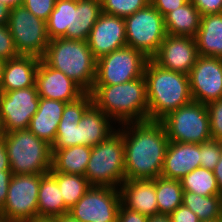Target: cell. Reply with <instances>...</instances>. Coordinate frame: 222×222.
<instances>
[{"label": "cell", "mask_w": 222, "mask_h": 222, "mask_svg": "<svg viewBox=\"0 0 222 222\" xmlns=\"http://www.w3.org/2000/svg\"><path fill=\"white\" fill-rule=\"evenodd\" d=\"M12 174H46L52 168V146L29 129L3 133Z\"/></svg>", "instance_id": "5"}, {"label": "cell", "mask_w": 222, "mask_h": 222, "mask_svg": "<svg viewBox=\"0 0 222 222\" xmlns=\"http://www.w3.org/2000/svg\"><path fill=\"white\" fill-rule=\"evenodd\" d=\"M91 151L92 147L87 145L52 149V168L50 172L85 176Z\"/></svg>", "instance_id": "26"}, {"label": "cell", "mask_w": 222, "mask_h": 222, "mask_svg": "<svg viewBox=\"0 0 222 222\" xmlns=\"http://www.w3.org/2000/svg\"><path fill=\"white\" fill-rule=\"evenodd\" d=\"M23 0H0V3L7 5L10 9L22 5Z\"/></svg>", "instance_id": "49"}, {"label": "cell", "mask_w": 222, "mask_h": 222, "mask_svg": "<svg viewBox=\"0 0 222 222\" xmlns=\"http://www.w3.org/2000/svg\"><path fill=\"white\" fill-rule=\"evenodd\" d=\"M12 175L11 170H0V212L7 198L8 186Z\"/></svg>", "instance_id": "43"}, {"label": "cell", "mask_w": 222, "mask_h": 222, "mask_svg": "<svg viewBox=\"0 0 222 222\" xmlns=\"http://www.w3.org/2000/svg\"><path fill=\"white\" fill-rule=\"evenodd\" d=\"M148 216L137 211L127 209L122 204L118 210L116 222H147Z\"/></svg>", "instance_id": "42"}, {"label": "cell", "mask_w": 222, "mask_h": 222, "mask_svg": "<svg viewBox=\"0 0 222 222\" xmlns=\"http://www.w3.org/2000/svg\"><path fill=\"white\" fill-rule=\"evenodd\" d=\"M200 21V12L191 0L164 16L166 33L172 36L195 38L200 27Z\"/></svg>", "instance_id": "27"}, {"label": "cell", "mask_w": 222, "mask_h": 222, "mask_svg": "<svg viewBox=\"0 0 222 222\" xmlns=\"http://www.w3.org/2000/svg\"><path fill=\"white\" fill-rule=\"evenodd\" d=\"M55 1L56 0H23L22 5L37 18L46 22L54 10Z\"/></svg>", "instance_id": "37"}, {"label": "cell", "mask_w": 222, "mask_h": 222, "mask_svg": "<svg viewBox=\"0 0 222 222\" xmlns=\"http://www.w3.org/2000/svg\"><path fill=\"white\" fill-rule=\"evenodd\" d=\"M7 26L19 55L43 58L50 41L44 20L19 5L10 9Z\"/></svg>", "instance_id": "9"}, {"label": "cell", "mask_w": 222, "mask_h": 222, "mask_svg": "<svg viewBox=\"0 0 222 222\" xmlns=\"http://www.w3.org/2000/svg\"><path fill=\"white\" fill-rule=\"evenodd\" d=\"M9 15L10 8L7 5L0 3V25L8 24Z\"/></svg>", "instance_id": "46"}, {"label": "cell", "mask_w": 222, "mask_h": 222, "mask_svg": "<svg viewBox=\"0 0 222 222\" xmlns=\"http://www.w3.org/2000/svg\"><path fill=\"white\" fill-rule=\"evenodd\" d=\"M57 181L65 206L70 210L91 187L85 176L49 172Z\"/></svg>", "instance_id": "32"}, {"label": "cell", "mask_w": 222, "mask_h": 222, "mask_svg": "<svg viewBox=\"0 0 222 222\" xmlns=\"http://www.w3.org/2000/svg\"><path fill=\"white\" fill-rule=\"evenodd\" d=\"M0 222H15V221L10 220L9 218H4L3 216L0 215Z\"/></svg>", "instance_id": "52"}, {"label": "cell", "mask_w": 222, "mask_h": 222, "mask_svg": "<svg viewBox=\"0 0 222 222\" xmlns=\"http://www.w3.org/2000/svg\"><path fill=\"white\" fill-rule=\"evenodd\" d=\"M148 59L130 46L104 55L97 59L94 85H117L141 78Z\"/></svg>", "instance_id": "10"}, {"label": "cell", "mask_w": 222, "mask_h": 222, "mask_svg": "<svg viewBox=\"0 0 222 222\" xmlns=\"http://www.w3.org/2000/svg\"><path fill=\"white\" fill-rule=\"evenodd\" d=\"M161 122L169 141L201 144L212 139L206 104L192 101L169 113Z\"/></svg>", "instance_id": "7"}, {"label": "cell", "mask_w": 222, "mask_h": 222, "mask_svg": "<svg viewBox=\"0 0 222 222\" xmlns=\"http://www.w3.org/2000/svg\"><path fill=\"white\" fill-rule=\"evenodd\" d=\"M120 125L124 143L125 180L161 176L169 145L163 123L145 120Z\"/></svg>", "instance_id": "1"}, {"label": "cell", "mask_w": 222, "mask_h": 222, "mask_svg": "<svg viewBox=\"0 0 222 222\" xmlns=\"http://www.w3.org/2000/svg\"><path fill=\"white\" fill-rule=\"evenodd\" d=\"M148 120L161 121L169 113L193 101L189 76L162 68L148 59L144 69Z\"/></svg>", "instance_id": "2"}, {"label": "cell", "mask_w": 222, "mask_h": 222, "mask_svg": "<svg viewBox=\"0 0 222 222\" xmlns=\"http://www.w3.org/2000/svg\"><path fill=\"white\" fill-rule=\"evenodd\" d=\"M147 222H172L170 215L167 214H155L148 216Z\"/></svg>", "instance_id": "47"}, {"label": "cell", "mask_w": 222, "mask_h": 222, "mask_svg": "<svg viewBox=\"0 0 222 222\" xmlns=\"http://www.w3.org/2000/svg\"><path fill=\"white\" fill-rule=\"evenodd\" d=\"M182 204L196 214L201 221L222 217V195L201 196L183 191Z\"/></svg>", "instance_id": "30"}, {"label": "cell", "mask_w": 222, "mask_h": 222, "mask_svg": "<svg viewBox=\"0 0 222 222\" xmlns=\"http://www.w3.org/2000/svg\"><path fill=\"white\" fill-rule=\"evenodd\" d=\"M101 13L100 0H71L70 27L63 38L87 41Z\"/></svg>", "instance_id": "23"}, {"label": "cell", "mask_w": 222, "mask_h": 222, "mask_svg": "<svg viewBox=\"0 0 222 222\" xmlns=\"http://www.w3.org/2000/svg\"><path fill=\"white\" fill-rule=\"evenodd\" d=\"M197 57L195 38L167 34L151 59L162 68L188 75Z\"/></svg>", "instance_id": "15"}, {"label": "cell", "mask_w": 222, "mask_h": 222, "mask_svg": "<svg viewBox=\"0 0 222 222\" xmlns=\"http://www.w3.org/2000/svg\"><path fill=\"white\" fill-rule=\"evenodd\" d=\"M42 59L50 67L72 79L85 92H91L96 79L97 59L93 56L87 41L52 39Z\"/></svg>", "instance_id": "4"}, {"label": "cell", "mask_w": 222, "mask_h": 222, "mask_svg": "<svg viewBox=\"0 0 222 222\" xmlns=\"http://www.w3.org/2000/svg\"><path fill=\"white\" fill-rule=\"evenodd\" d=\"M93 104L116 124L148 120V100L144 75L123 84L94 85Z\"/></svg>", "instance_id": "3"}, {"label": "cell", "mask_w": 222, "mask_h": 222, "mask_svg": "<svg viewBox=\"0 0 222 222\" xmlns=\"http://www.w3.org/2000/svg\"><path fill=\"white\" fill-rule=\"evenodd\" d=\"M18 56L10 29L7 25H0V58L9 60Z\"/></svg>", "instance_id": "38"}, {"label": "cell", "mask_w": 222, "mask_h": 222, "mask_svg": "<svg viewBox=\"0 0 222 222\" xmlns=\"http://www.w3.org/2000/svg\"><path fill=\"white\" fill-rule=\"evenodd\" d=\"M39 100L36 86L0 92V132L28 129Z\"/></svg>", "instance_id": "13"}, {"label": "cell", "mask_w": 222, "mask_h": 222, "mask_svg": "<svg viewBox=\"0 0 222 222\" xmlns=\"http://www.w3.org/2000/svg\"><path fill=\"white\" fill-rule=\"evenodd\" d=\"M200 15L222 13V0H191Z\"/></svg>", "instance_id": "39"}, {"label": "cell", "mask_w": 222, "mask_h": 222, "mask_svg": "<svg viewBox=\"0 0 222 222\" xmlns=\"http://www.w3.org/2000/svg\"><path fill=\"white\" fill-rule=\"evenodd\" d=\"M44 174H13L0 215L15 222L38 219V192Z\"/></svg>", "instance_id": "11"}, {"label": "cell", "mask_w": 222, "mask_h": 222, "mask_svg": "<svg viewBox=\"0 0 222 222\" xmlns=\"http://www.w3.org/2000/svg\"><path fill=\"white\" fill-rule=\"evenodd\" d=\"M189 0H150L152 6L164 17L169 12L176 10Z\"/></svg>", "instance_id": "40"}, {"label": "cell", "mask_w": 222, "mask_h": 222, "mask_svg": "<svg viewBox=\"0 0 222 222\" xmlns=\"http://www.w3.org/2000/svg\"><path fill=\"white\" fill-rule=\"evenodd\" d=\"M37 92L39 97L71 102L82 96L85 91L64 73L50 67L40 59L36 72Z\"/></svg>", "instance_id": "17"}, {"label": "cell", "mask_w": 222, "mask_h": 222, "mask_svg": "<svg viewBox=\"0 0 222 222\" xmlns=\"http://www.w3.org/2000/svg\"><path fill=\"white\" fill-rule=\"evenodd\" d=\"M102 12L118 17H127L145 8L150 0H100Z\"/></svg>", "instance_id": "34"}, {"label": "cell", "mask_w": 222, "mask_h": 222, "mask_svg": "<svg viewBox=\"0 0 222 222\" xmlns=\"http://www.w3.org/2000/svg\"><path fill=\"white\" fill-rule=\"evenodd\" d=\"M6 60H3L0 58V90H1V84H2V79H3V70H4V65H5Z\"/></svg>", "instance_id": "50"}, {"label": "cell", "mask_w": 222, "mask_h": 222, "mask_svg": "<svg viewBox=\"0 0 222 222\" xmlns=\"http://www.w3.org/2000/svg\"><path fill=\"white\" fill-rule=\"evenodd\" d=\"M65 105L66 102L40 97L38 110L28 129L52 146Z\"/></svg>", "instance_id": "22"}, {"label": "cell", "mask_w": 222, "mask_h": 222, "mask_svg": "<svg viewBox=\"0 0 222 222\" xmlns=\"http://www.w3.org/2000/svg\"><path fill=\"white\" fill-rule=\"evenodd\" d=\"M111 122L114 121L92 104L78 123V145L93 147L101 143L116 130Z\"/></svg>", "instance_id": "24"}, {"label": "cell", "mask_w": 222, "mask_h": 222, "mask_svg": "<svg viewBox=\"0 0 222 222\" xmlns=\"http://www.w3.org/2000/svg\"><path fill=\"white\" fill-rule=\"evenodd\" d=\"M54 222H80L77 219L73 218L69 213L55 216L52 218Z\"/></svg>", "instance_id": "48"}, {"label": "cell", "mask_w": 222, "mask_h": 222, "mask_svg": "<svg viewBox=\"0 0 222 222\" xmlns=\"http://www.w3.org/2000/svg\"><path fill=\"white\" fill-rule=\"evenodd\" d=\"M183 191L201 196L221 195L213 171L206 168H195L180 179Z\"/></svg>", "instance_id": "31"}, {"label": "cell", "mask_w": 222, "mask_h": 222, "mask_svg": "<svg viewBox=\"0 0 222 222\" xmlns=\"http://www.w3.org/2000/svg\"><path fill=\"white\" fill-rule=\"evenodd\" d=\"M124 20L127 46L151 59L167 35L164 17L149 3Z\"/></svg>", "instance_id": "8"}, {"label": "cell", "mask_w": 222, "mask_h": 222, "mask_svg": "<svg viewBox=\"0 0 222 222\" xmlns=\"http://www.w3.org/2000/svg\"><path fill=\"white\" fill-rule=\"evenodd\" d=\"M213 173L215 175L219 191L222 195V156L216 164L215 168L213 169Z\"/></svg>", "instance_id": "45"}, {"label": "cell", "mask_w": 222, "mask_h": 222, "mask_svg": "<svg viewBox=\"0 0 222 222\" xmlns=\"http://www.w3.org/2000/svg\"><path fill=\"white\" fill-rule=\"evenodd\" d=\"M201 222H222V217L217 218V219L205 220V221H201Z\"/></svg>", "instance_id": "51"}, {"label": "cell", "mask_w": 222, "mask_h": 222, "mask_svg": "<svg viewBox=\"0 0 222 222\" xmlns=\"http://www.w3.org/2000/svg\"><path fill=\"white\" fill-rule=\"evenodd\" d=\"M155 190L159 214L170 215L182 205L183 189L180 180L159 176L155 178Z\"/></svg>", "instance_id": "29"}, {"label": "cell", "mask_w": 222, "mask_h": 222, "mask_svg": "<svg viewBox=\"0 0 222 222\" xmlns=\"http://www.w3.org/2000/svg\"><path fill=\"white\" fill-rule=\"evenodd\" d=\"M195 40L198 55L222 58V13L201 16Z\"/></svg>", "instance_id": "25"}, {"label": "cell", "mask_w": 222, "mask_h": 222, "mask_svg": "<svg viewBox=\"0 0 222 222\" xmlns=\"http://www.w3.org/2000/svg\"><path fill=\"white\" fill-rule=\"evenodd\" d=\"M71 0H56L54 10L46 21L49 40L63 38L70 27Z\"/></svg>", "instance_id": "33"}, {"label": "cell", "mask_w": 222, "mask_h": 222, "mask_svg": "<svg viewBox=\"0 0 222 222\" xmlns=\"http://www.w3.org/2000/svg\"><path fill=\"white\" fill-rule=\"evenodd\" d=\"M87 43L96 59L127 46L124 18L102 12Z\"/></svg>", "instance_id": "16"}, {"label": "cell", "mask_w": 222, "mask_h": 222, "mask_svg": "<svg viewBox=\"0 0 222 222\" xmlns=\"http://www.w3.org/2000/svg\"><path fill=\"white\" fill-rule=\"evenodd\" d=\"M0 170H11L8 153L4 143L3 133L0 132Z\"/></svg>", "instance_id": "44"}, {"label": "cell", "mask_w": 222, "mask_h": 222, "mask_svg": "<svg viewBox=\"0 0 222 222\" xmlns=\"http://www.w3.org/2000/svg\"><path fill=\"white\" fill-rule=\"evenodd\" d=\"M68 212L57 181L50 173L44 174L38 192V219H52Z\"/></svg>", "instance_id": "28"}, {"label": "cell", "mask_w": 222, "mask_h": 222, "mask_svg": "<svg viewBox=\"0 0 222 222\" xmlns=\"http://www.w3.org/2000/svg\"><path fill=\"white\" fill-rule=\"evenodd\" d=\"M206 106L209 113L211 138L222 142V98L211 101Z\"/></svg>", "instance_id": "36"}, {"label": "cell", "mask_w": 222, "mask_h": 222, "mask_svg": "<svg viewBox=\"0 0 222 222\" xmlns=\"http://www.w3.org/2000/svg\"><path fill=\"white\" fill-rule=\"evenodd\" d=\"M120 205L119 188L91 186L68 213L80 222H116Z\"/></svg>", "instance_id": "12"}, {"label": "cell", "mask_w": 222, "mask_h": 222, "mask_svg": "<svg viewBox=\"0 0 222 222\" xmlns=\"http://www.w3.org/2000/svg\"><path fill=\"white\" fill-rule=\"evenodd\" d=\"M200 167V144L169 141L161 176L180 180Z\"/></svg>", "instance_id": "18"}, {"label": "cell", "mask_w": 222, "mask_h": 222, "mask_svg": "<svg viewBox=\"0 0 222 222\" xmlns=\"http://www.w3.org/2000/svg\"><path fill=\"white\" fill-rule=\"evenodd\" d=\"M85 177L91 186L119 188L121 183L125 181L124 143L121 126L101 143L92 147Z\"/></svg>", "instance_id": "6"}, {"label": "cell", "mask_w": 222, "mask_h": 222, "mask_svg": "<svg viewBox=\"0 0 222 222\" xmlns=\"http://www.w3.org/2000/svg\"><path fill=\"white\" fill-rule=\"evenodd\" d=\"M188 76L193 101L207 104L222 98V58L198 55Z\"/></svg>", "instance_id": "14"}, {"label": "cell", "mask_w": 222, "mask_h": 222, "mask_svg": "<svg viewBox=\"0 0 222 222\" xmlns=\"http://www.w3.org/2000/svg\"><path fill=\"white\" fill-rule=\"evenodd\" d=\"M119 190L125 208L146 216L158 214L155 179L125 180Z\"/></svg>", "instance_id": "19"}, {"label": "cell", "mask_w": 222, "mask_h": 222, "mask_svg": "<svg viewBox=\"0 0 222 222\" xmlns=\"http://www.w3.org/2000/svg\"><path fill=\"white\" fill-rule=\"evenodd\" d=\"M92 104L93 99L90 92H85L76 100L66 103L52 149L78 145V123Z\"/></svg>", "instance_id": "20"}, {"label": "cell", "mask_w": 222, "mask_h": 222, "mask_svg": "<svg viewBox=\"0 0 222 222\" xmlns=\"http://www.w3.org/2000/svg\"><path fill=\"white\" fill-rule=\"evenodd\" d=\"M39 62L40 58L25 55L6 60L0 92L36 86V72Z\"/></svg>", "instance_id": "21"}, {"label": "cell", "mask_w": 222, "mask_h": 222, "mask_svg": "<svg viewBox=\"0 0 222 222\" xmlns=\"http://www.w3.org/2000/svg\"><path fill=\"white\" fill-rule=\"evenodd\" d=\"M221 156V141L210 139L200 144V167L213 171Z\"/></svg>", "instance_id": "35"}, {"label": "cell", "mask_w": 222, "mask_h": 222, "mask_svg": "<svg viewBox=\"0 0 222 222\" xmlns=\"http://www.w3.org/2000/svg\"><path fill=\"white\" fill-rule=\"evenodd\" d=\"M34 222H54L52 219H37Z\"/></svg>", "instance_id": "53"}, {"label": "cell", "mask_w": 222, "mask_h": 222, "mask_svg": "<svg viewBox=\"0 0 222 222\" xmlns=\"http://www.w3.org/2000/svg\"><path fill=\"white\" fill-rule=\"evenodd\" d=\"M170 218L172 222H201L198 216L183 204L170 214Z\"/></svg>", "instance_id": "41"}]
</instances>
